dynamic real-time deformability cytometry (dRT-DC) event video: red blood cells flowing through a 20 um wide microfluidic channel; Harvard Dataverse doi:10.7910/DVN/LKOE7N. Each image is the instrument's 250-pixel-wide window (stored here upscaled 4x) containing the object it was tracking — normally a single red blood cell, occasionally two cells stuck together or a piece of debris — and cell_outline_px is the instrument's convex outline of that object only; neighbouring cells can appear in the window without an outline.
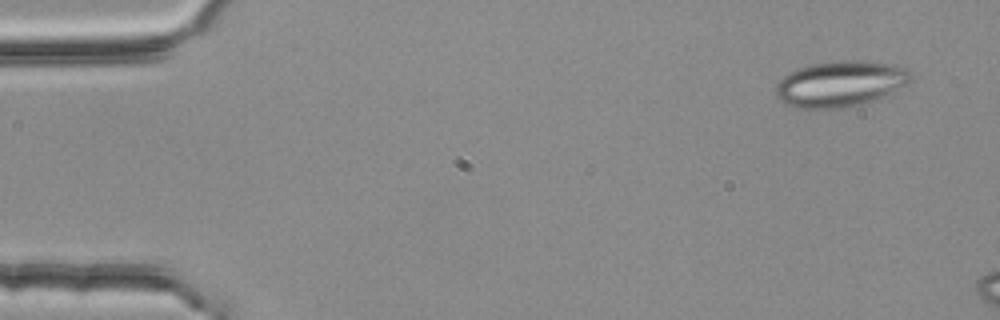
{"species": "common noctule bat (a hibernating species)", "species_latin": "Nyctalus noctula", "temperature_condition": "room temperature", "stored_images_in_passage": 2, "camera_frame_rate_fps": 3000, "um_per_image_px": 0.085, "animal": {"sex": "female", "body_mass_g": 25.1}, "frame": {"image": 1, "passage_image": 1, "time_ms": 0.0, "image_size_px": [1000, 320], "cell_outline_px": [[912, 80], [908, 84], [884, 96], [860, 104], [840, 108], [796, 108], [784, 104], [776, 96], [776, 84], [788, 72], [812, 64], [840, 60], [864, 60], [892, 64], [908, 68], [912, 76]], "centroid_in_image_um": [71.44, 7.11], "position_along_channel_um": 13.6, "area_um2": 36.18}}